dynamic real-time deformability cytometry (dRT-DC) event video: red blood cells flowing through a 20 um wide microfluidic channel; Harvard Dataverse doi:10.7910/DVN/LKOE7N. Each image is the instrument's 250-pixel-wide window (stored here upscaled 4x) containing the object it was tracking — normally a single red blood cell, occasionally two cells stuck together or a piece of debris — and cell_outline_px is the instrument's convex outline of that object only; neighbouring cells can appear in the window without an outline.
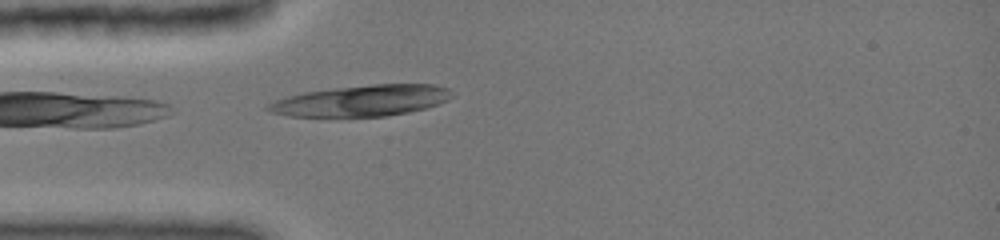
{"species": "common noctule bat (a hibernating species)", "species_latin": "Nyctalus noctula", "temperature_condition": "cold", "stored_images_in_passage": 9, "camera_frame_rate_fps": 3000, "um_per_image_px": 0.085, "animal": {"sex": "female", "body_mass_g": 19.0, "forearm_length_mm": 51.5}, "frame": {"image": 1, "passage_image": 1, "time_ms": 0.0, "image_size_px": [1000, 240], "cell_outline_px": [[448, 96], [444, 100], [436, 104], [424, 108], [408, 112], [384, 116], [288, 116], [272, 112], [264, 108], [268, 104], [276, 100], [288, 96], [308, 92], [340, 88], [376, 84], [432, 84], [448, 88]], "centroid_in_image_um": [30.68, 8.56], "position_along_channel_um": 54.3, "area_um2": 32.25}}
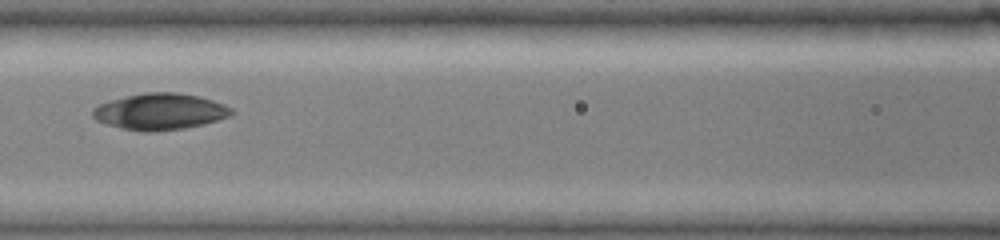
{"frame": {"image": 2, "passage_image": 7, "time_ms": 2.667, "image_size_px": [1000, 240], "cell_outline_px": [[236, 112], [228, 116], [216, 120], [184, 128], [144, 132], [124, 128], [108, 124], [96, 120], [92, 116], [92, 112], [100, 104], [112, 100], [144, 92], [176, 92], [196, 96], [212, 100], [224, 104], [232, 108]], "centroid_in_image_um": [13.61, 9.47], "position_along_channel_um": 153.0, "area_um2": 28.78}}